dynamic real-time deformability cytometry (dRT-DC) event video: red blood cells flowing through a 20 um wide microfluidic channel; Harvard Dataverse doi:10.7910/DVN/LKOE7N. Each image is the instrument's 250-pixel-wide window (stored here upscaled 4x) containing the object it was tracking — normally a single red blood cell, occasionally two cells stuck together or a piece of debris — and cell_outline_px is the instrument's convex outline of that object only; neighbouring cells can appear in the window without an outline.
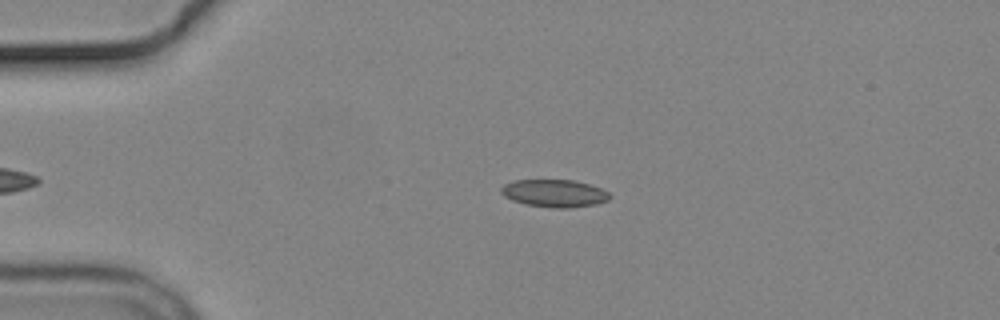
{"species": "common noctule bat (a hibernating species)", "species_latin": "Nyctalus noctula", "temperature_condition": "cold", "stored_images_in_passage": 2, "camera_frame_rate_fps": 3000, "um_per_image_px": 0.085, "animal": {"sex": "male", "body_mass_g": 19.2, "forearm_length_mm": 51.8}, "frame": {"image": 1, "passage_image": 1, "time_ms": 0.0, "image_size_px": [1000, 320], "cell_outline_px": [[612, 196], [608, 200], [596, 204], [568, 208], [556, 208], [528, 204], [512, 200], [504, 196], [500, 192], [500, 188], [504, 184], [512, 180], [576, 180], [600, 188], [608, 192]], "centroid_in_image_um": [47.12, 16.42], "position_along_channel_um": 37.9, "area_um2": 17.4}}